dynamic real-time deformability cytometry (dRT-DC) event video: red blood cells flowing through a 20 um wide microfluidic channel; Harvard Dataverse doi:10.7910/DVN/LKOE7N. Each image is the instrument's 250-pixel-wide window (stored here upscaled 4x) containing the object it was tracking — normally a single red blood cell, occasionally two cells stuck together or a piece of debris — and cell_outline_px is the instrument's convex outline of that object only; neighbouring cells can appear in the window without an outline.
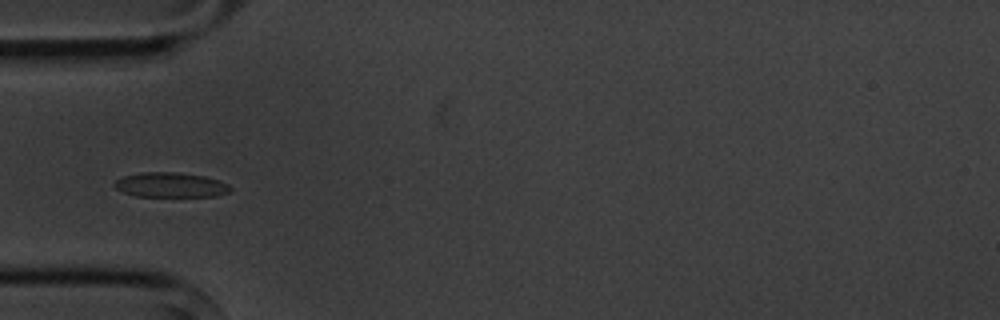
{"species": "common noctule bat (a hibernating species)", "species_latin": "Nyctalus noctula", "temperature_condition": "cold", "stored_images_in_passage": 6, "camera_frame_rate_fps": 3000, "um_per_image_px": 0.085, "animal": {"sex": "male", "body_mass_g": 20.1, "forearm_length_mm": 53.5}, "frame": {"image": 1, "passage_image": 4, "time_ms": 3.333, "image_size_px": [1000, 320], "cell_outline_px": [[232, 192], [216, 196], [136, 196], [124, 192], [116, 188], [112, 184], [116, 180], [124, 176], [140, 172], [180, 172], [204, 176], [220, 180], [228, 184], [232, 188]], "centroid_in_image_um": [14.54, 15.71], "position_along_channel_um": 70.5, "area_um2": 16.88}}
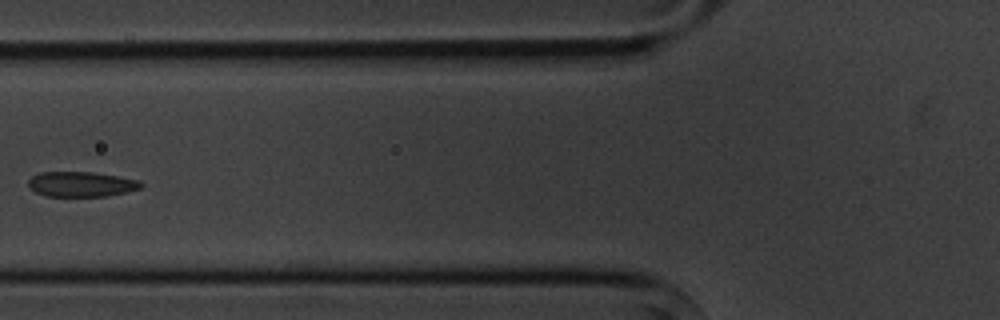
{"frame": {"image": 2, "passage_image": 5, "time_ms": 4.667, "image_size_px": [1000, 320], "cell_outline_px": [[144, 184], [140, 188], [124, 192], [104, 196], [44, 196], [28, 188], [28, 180], [32, 176], [40, 172], [92, 172], [120, 176], [140, 180]], "centroid_in_image_um": [6.88, 15.65], "position_along_channel_um": 118.9, "area_um2": 16.53}}
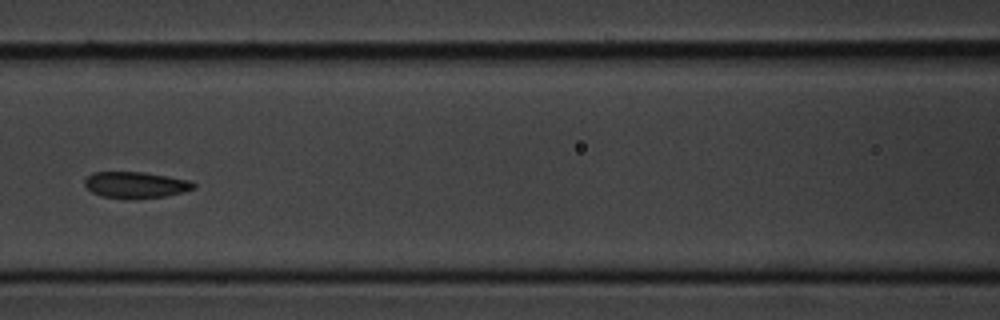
{"frame": {"image": 3, "passage_image": 6, "time_ms": 5.667, "image_size_px": [1000, 320], "cell_outline_px": [[196, 188], [184, 192], [164, 196], [132, 200], [128, 200], [100, 196], [92, 192], [84, 184], [84, 180], [92, 172], [144, 172], [168, 176], [188, 180], [196, 184]], "centroid_in_image_um": [11.53, 15.73], "position_along_channel_um": 155.1, "area_um2": 16.99}}